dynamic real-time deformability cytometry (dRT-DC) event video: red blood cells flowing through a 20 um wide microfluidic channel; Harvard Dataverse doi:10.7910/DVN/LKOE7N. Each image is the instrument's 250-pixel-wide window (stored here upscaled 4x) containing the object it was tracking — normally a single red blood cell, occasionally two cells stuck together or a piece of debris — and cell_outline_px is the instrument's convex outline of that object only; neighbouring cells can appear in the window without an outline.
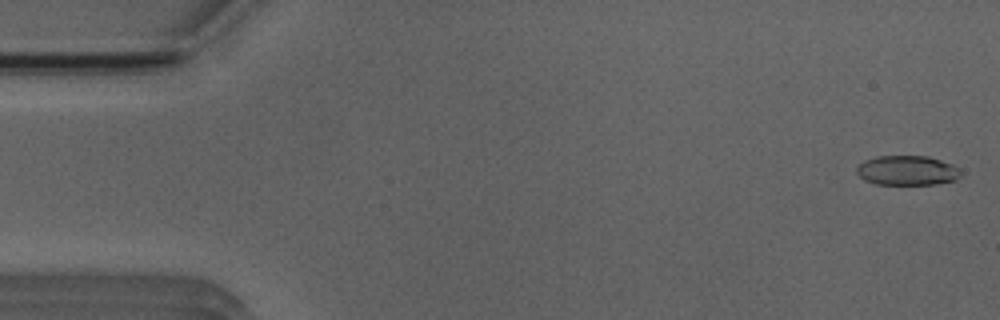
{"species": "Egyptian fruit bat (a non-hibernating species)", "species_latin": "Rousettus aegyptiacus", "temperature_condition": "room temperature", "stored_images_in_passage": 51, "camera_frame_rate_fps": 3000, "um_per_image_px": 0.085, "animal": {"sex": "male"}, "frame": {"image": 1, "passage_image": 1, "time_ms": 0.0, "image_size_px": [1000, 320], "cell_outline_px": [[960, 176], [956, 180], [936, 184], [876, 184], [864, 180], [856, 172], [856, 168], [864, 160], [876, 156], [928, 156], [952, 164], [960, 168]], "centroid_in_image_um": [77.11, 14.49], "position_along_channel_um": 7.9, "area_um2": 18.03}}
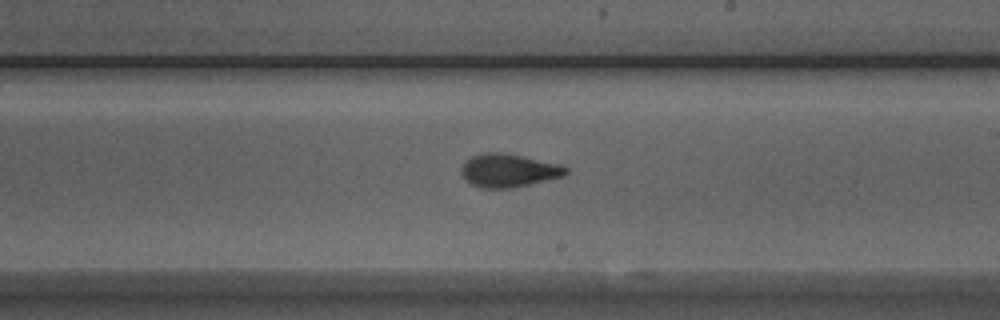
{"frame": {"image": 2, "passage_image": 29, "time_ms": 9.333, "image_size_px": [1000, 320], "cell_outline_px": [[568, 172], [564, 176], [512, 188], [480, 188], [472, 184], [460, 172], [460, 168], [472, 156], [484, 152], [500, 152], [564, 164], [568, 168]], "centroid_in_image_um": [43.27, 14.48], "position_along_channel_um": 245.7, "area_um2": 20.23}}
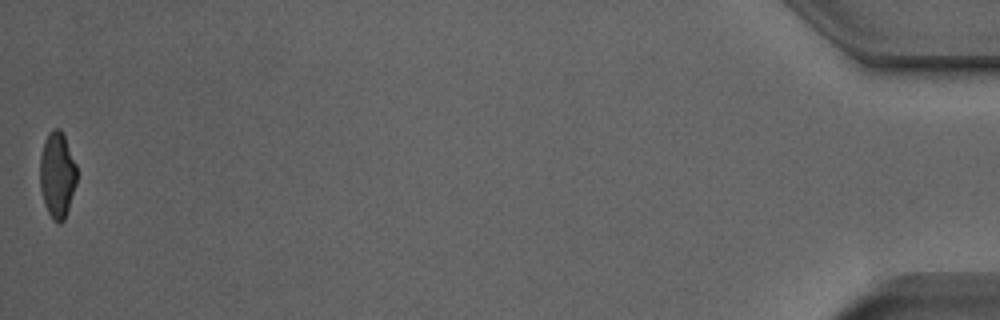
{"frame": {"image": 3, "passage_image": 51, "time_ms": 16.667, "image_size_px": [1000, 320], "cell_outline_px": [[76, 184], [64, 220], [60, 224], [56, 224], [52, 220], [44, 204], [40, 188], [40, 156], [44, 140], [48, 132], [52, 128], [60, 128], [64, 132], [76, 164]], "centroid_in_image_um": [4.86, 14.83], "position_along_channel_um": 430.3, "area_um2": 18.79}, "authors_computed_cell_mechanics": {"area_um2": 19.4786, "velocity_mm_per_s": 3.9536, "shape_relaxation_time_tau1_ms": 4.34, "shape_relaxation_time_tau2_ms": 1.7098, "deformation_change_tau1": 0.1565, "deformation_change_tau2": 0.0752}}